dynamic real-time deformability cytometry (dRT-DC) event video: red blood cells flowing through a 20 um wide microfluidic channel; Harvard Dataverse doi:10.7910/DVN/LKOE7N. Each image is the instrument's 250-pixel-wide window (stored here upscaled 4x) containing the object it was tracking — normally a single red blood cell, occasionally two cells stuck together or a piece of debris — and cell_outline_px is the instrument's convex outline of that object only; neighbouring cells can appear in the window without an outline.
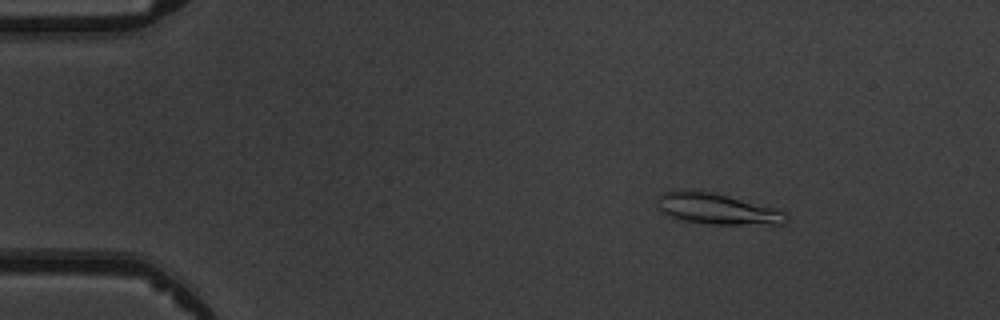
{"species": "common noctule bat (a hibernating species)", "species_latin": "Nyctalus noctula", "temperature_condition": "warm", "stored_images_in_passage": 4, "camera_frame_rate_fps": 3000, "um_per_image_px": 0.085, "animal": {"sex": "male", "body_mass_g": 19.5, "forearm_length_mm": 54.6}, "frame": {"image": 1, "passage_image": 2, "time_ms": 1.0, "image_size_px": [1000, 320], "cell_outline_px": [[788, 220], [784, 224], [708, 224], [676, 220], [668, 216], [656, 204], [656, 200], [660, 192], [688, 188], [712, 192], [776, 208], [784, 212], [788, 216]], "centroid_in_image_um": [60.88, 17.74], "position_along_channel_um": 24.1, "area_um2": 23.7}}